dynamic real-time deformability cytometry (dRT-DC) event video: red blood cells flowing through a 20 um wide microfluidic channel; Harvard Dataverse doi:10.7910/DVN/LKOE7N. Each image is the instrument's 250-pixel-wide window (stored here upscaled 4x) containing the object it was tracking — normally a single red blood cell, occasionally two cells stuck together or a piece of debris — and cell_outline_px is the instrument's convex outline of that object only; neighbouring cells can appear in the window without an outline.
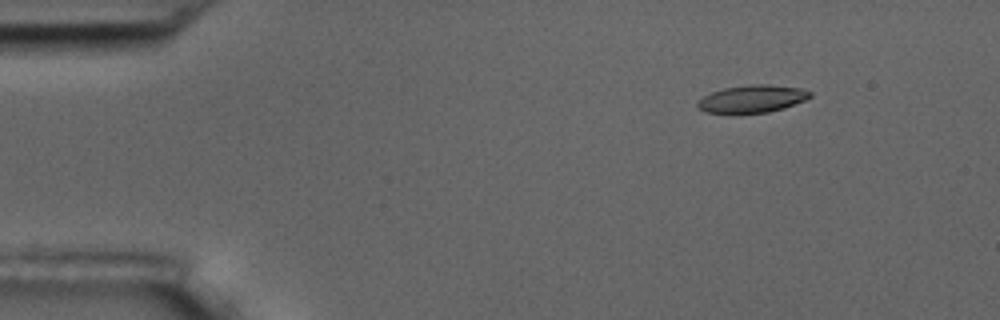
{"species": "common noctule bat (a hibernating species)", "species_latin": "Nyctalus noctula", "temperature_condition": "room temperature", "stored_images_in_passage": 4, "camera_frame_rate_fps": 3000, "um_per_image_px": 0.085, "animal": {"sex": "male", "body_mass_g": 17.5, "forearm_length_mm": 52.3}, "frame": {"image": 1, "passage_image": 2, "time_ms": 1.333, "image_size_px": [1000, 320], "cell_outline_px": [[812, 96], [804, 100], [784, 108], [768, 112], [704, 112], [696, 108], [696, 104], [704, 96], [712, 92], [724, 88], [752, 84], [768, 84], [800, 88], [812, 92]], "centroid_in_image_um": [63.94, 8.39], "position_along_channel_um": 21.1, "area_um2": 17.74}}